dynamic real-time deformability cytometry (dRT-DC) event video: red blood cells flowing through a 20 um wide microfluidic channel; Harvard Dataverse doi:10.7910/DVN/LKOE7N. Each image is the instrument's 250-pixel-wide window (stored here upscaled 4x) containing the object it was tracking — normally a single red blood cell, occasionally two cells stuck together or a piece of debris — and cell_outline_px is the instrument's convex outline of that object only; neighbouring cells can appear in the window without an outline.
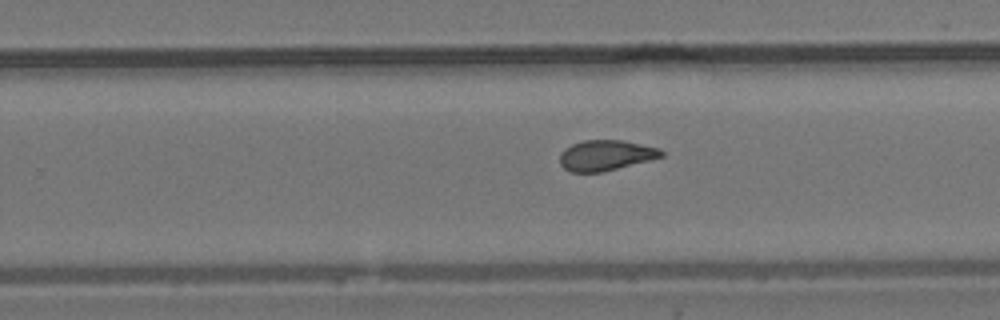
{"species": "common noctule bat (a hibernating species)", "species_latin": "Nyctalus noctula", "temperature_condition": "room temperature", "stored_images_in_passage": 11, "segment_of_instrument_passage": [2, 2], "camera_frame_rate_fps": 3000, "um_per_image_px": 0.085, "animal": {"sex": "male", "body_mass_g": 19.2, "forearm_length_mm": 51.8}, "frame": {"image": 1, "passage_image": 11, "time_ms": 13.0, "image_size_px": [1000, 320], "cell_outline_px": [[664, 156], [600, 172], [572, 172], [564, 168], [560, 164], [560, 152], [564, 148], [572, 144], [584, 140], [624, 140], [660, 148], [664, 152]], "centroid_in_image_um": [51.47, 13.18], "position_along_channel_um": 278.3, "area_um2": 17.92}}